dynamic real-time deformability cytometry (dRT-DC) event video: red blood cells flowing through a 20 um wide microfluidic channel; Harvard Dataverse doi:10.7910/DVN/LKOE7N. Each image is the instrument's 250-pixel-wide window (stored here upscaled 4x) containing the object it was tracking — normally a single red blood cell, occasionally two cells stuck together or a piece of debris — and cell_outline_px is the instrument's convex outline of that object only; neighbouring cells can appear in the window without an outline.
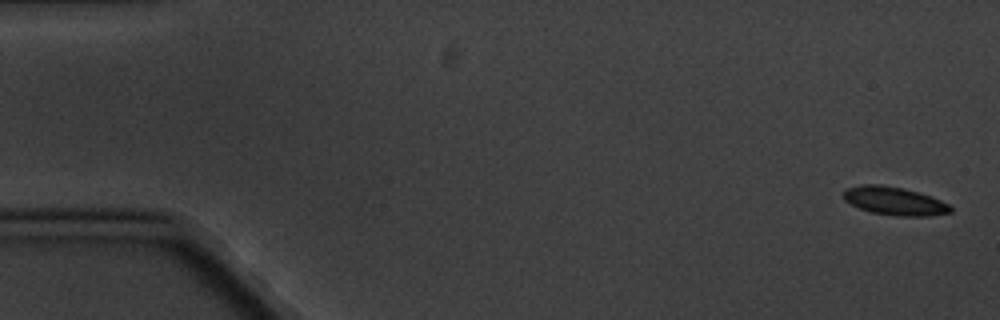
{"species": "common noctule bat (a hibernating species)", "species_latin": "Nyctalus noctula", "temperature_condition": "cold", "stored_images_in_passage": 6, "camera_frame_rate_fps": 3000, "um_per_image_px": 0.085, "animal": {"sex": "male", "body_mass_g": 20.1, "forearm_length_mm": 53.5}, "frame": {"image": 1, "passage_image": 1, "time_ms": 0.0, "image_size_px": [1000, 320], "cell_outline_px": [[952, 212], [932, 216], [896, 216], [872, 212], [860, 208], [844, 200], [844, 188], [864, 184], [880, 184], [900, 188], [916, 192], [940, 200], [948, 204], [952, 208]], "centroid_in_image_um": [76.02, 17.09], "position_along_channel_um": 9.0, "area_um2": 17.4}}
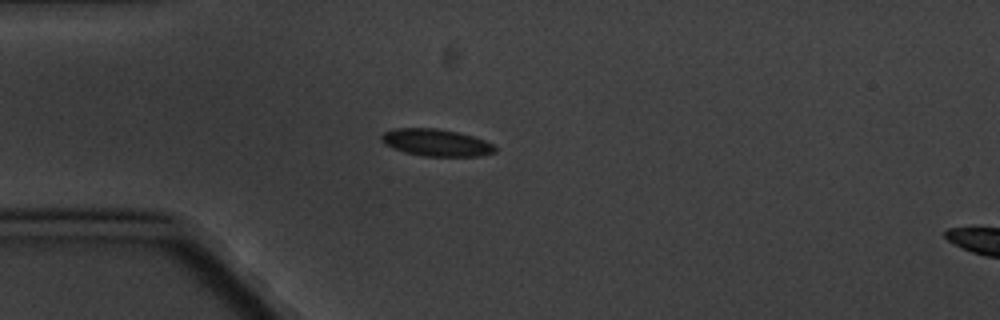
{"frame": {"image": 2, "passage_image": 5, "time_ms": 4.667, "image_size_px": [1000, 320], "cell_outline_px": [[496, 152], [480, 156], [424, 156], [404, 152], [392, 148], [384, 144], [380, 140], [380, 136], [384, 132], [392, 128], [436, 128], [456, 132], [472, 136], [484, 140], [492, 144], [496, 148]], "centroid_in_image_um": [37.03, 12.12], "position_along_channel_um": 48.0, "area_um2": 17.98}}